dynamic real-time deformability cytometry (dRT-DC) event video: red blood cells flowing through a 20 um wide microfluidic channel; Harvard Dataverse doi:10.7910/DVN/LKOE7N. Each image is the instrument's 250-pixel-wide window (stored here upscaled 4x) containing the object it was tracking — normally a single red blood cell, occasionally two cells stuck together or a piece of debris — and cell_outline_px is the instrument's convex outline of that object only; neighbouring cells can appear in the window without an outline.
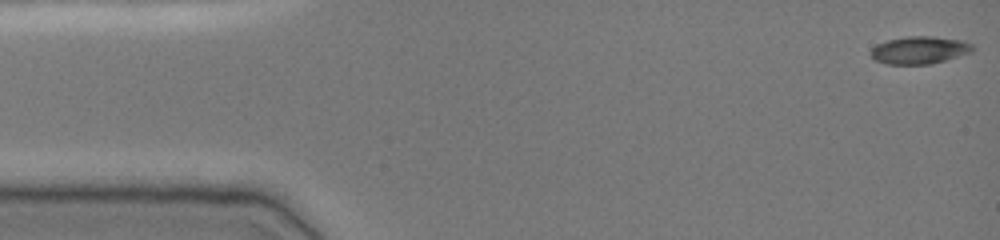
{"species": "common noctule bat (a hibernating species)", "species_latin": "Nyctalus noctula", "temperature_condition": "cold", "stored_images_in_passage": 49, "camera_frame_rate_fps": 3000, "um_per_image_px": 0.085, "animal": {"sex": "female", "body_mass_g": 19.0, "forearm_length_mm": 51.5}, "frame": {"image": 1, "passage_image": 1, "time_ms": 0.0, "image_size_px": [1000, 240], "cell_outline_px": [[976, 48], [972, 52], [932, 64], [884, 64], [876, 60], [868, 52], [876, 44], [888, 40], [908, 36], [932, 36], [964, 40], [972, 44]], "centroid_in_image_um": [78.18, 4.25], "position_along_channel_um": 6.8, "area_um2": 16.53}}
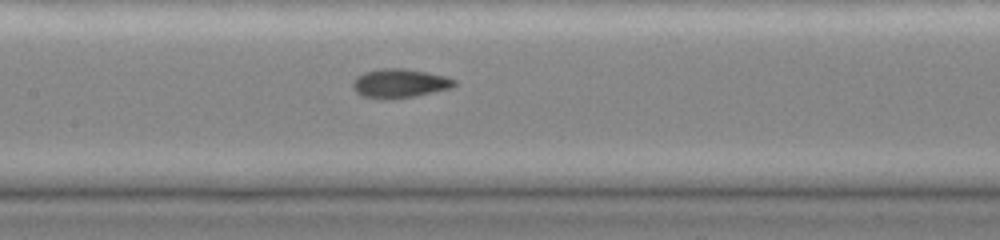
{"frame": {"image": 2, "passage_image": 23, "time_ms": 7.333, "image_size_px": [1000, 240], "cell_outline_px": [[456, 84], [452, 88], [416, 96], [364, 96], [356, 92], [352, 88], [352, 80], [356, 76], [364, 72], [380, 68], [404, 68], [448, 76], [456, 80]], "centroid_in_image_um": [34.01, 7.03], "position_along_channel_um": 173.4, "area_um2": 16.7}}
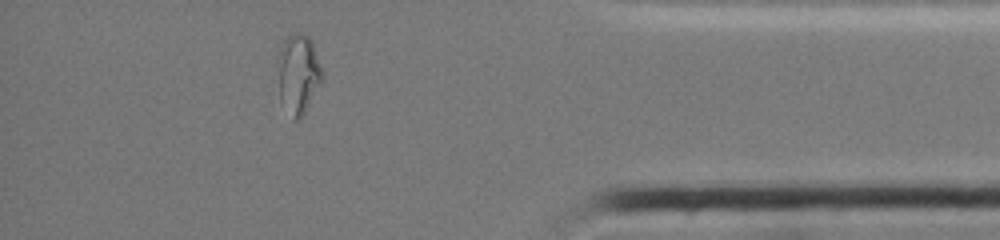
{"frame": {"image": 3, "passage_image": 43, "time_ms": 14.0, "image_size_px": [1000, 240], "cell_outline_px": [[324, 80], [300, 120], [292, 120], [280, 100], [280, 48], [284, 40], [292, 32], [296, 32], [308, 36], [312, 40], [324, 72]], "centroid_in_image_um": [25.42, 6.3], "position_along_channel_um": 409.8, "area_um2": 20.63}, "authors_computed_cell_mechanics": {"area_um2": 16.7042, "velocity_mm_per_s": 3.8773, "shape_relaxation_time_tau1_ms": null, "shape_relaxation_time_tau2_ms": 1.8272, "deformation_change_tau1": null, "deformation_change_tau2": 0.0522}}